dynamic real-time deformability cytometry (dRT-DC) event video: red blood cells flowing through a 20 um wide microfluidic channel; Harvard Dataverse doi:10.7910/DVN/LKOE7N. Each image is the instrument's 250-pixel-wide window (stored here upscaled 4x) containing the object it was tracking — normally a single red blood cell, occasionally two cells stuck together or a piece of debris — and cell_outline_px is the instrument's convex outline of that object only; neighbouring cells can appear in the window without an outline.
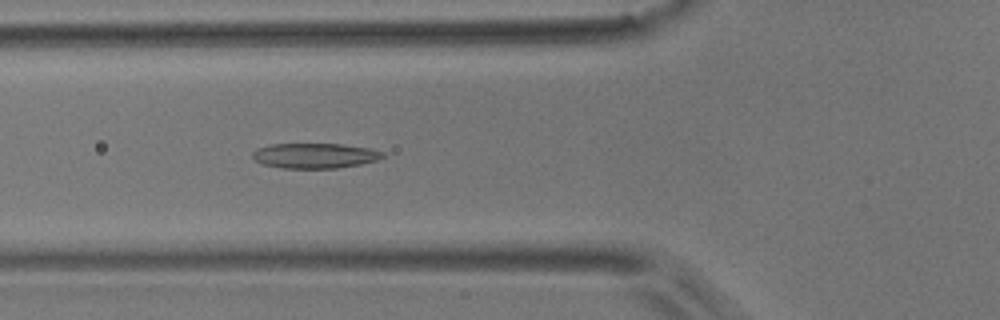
{"species": "common noctule bat (a hibernating species)", "species_latin": "Nyctalus noctula", "temperature_condition": "room temperature", "stored_images_in_passage": 8, "camera_frame_rate_fps": 3000, "um_per_image_px": 0.085, "animal": {"sex": "male", "body_mass_g": 17.9}, "frame": {"image": 1, "passage_image": 5, "time_ms": 1.333, "image_size_px": [1000, 320], "cell_outline_px": [[388, 156], [376, 160], [360, 164], [336, 168], [284, 168], [264, 164], [256, 160], [252, 156], [252, 152], [256, 148], [272, 144], [340, 144], [372, 148], [384, 152]], "centroid_in_image_um": [26.81, 13.22], "position_along_channel_um": 99.0, "area_um2": 19.07}}
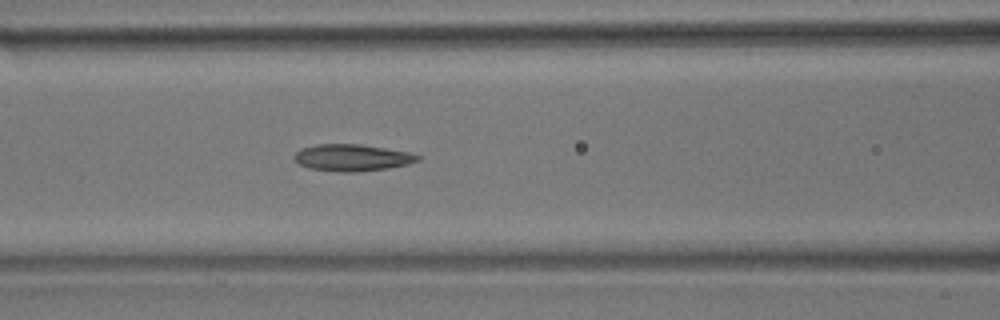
{"frame": {"image": 2, "passage_image": 8, "time_ms": 2.333, "image_size_px": [1000, 320], "cell_outline_px": [[420, 160], [408, 164], [388, 168], [356, 172], [340, 172], [308, 168], [300, 164], [292, 156], [300, 148], [316, 144], [360, 144], [412, 152], [420, 156]], "centroid_in_image_um": [29.94, 13.39], "position_along_channel_um": 136.7, "area_um2": 19.42}}